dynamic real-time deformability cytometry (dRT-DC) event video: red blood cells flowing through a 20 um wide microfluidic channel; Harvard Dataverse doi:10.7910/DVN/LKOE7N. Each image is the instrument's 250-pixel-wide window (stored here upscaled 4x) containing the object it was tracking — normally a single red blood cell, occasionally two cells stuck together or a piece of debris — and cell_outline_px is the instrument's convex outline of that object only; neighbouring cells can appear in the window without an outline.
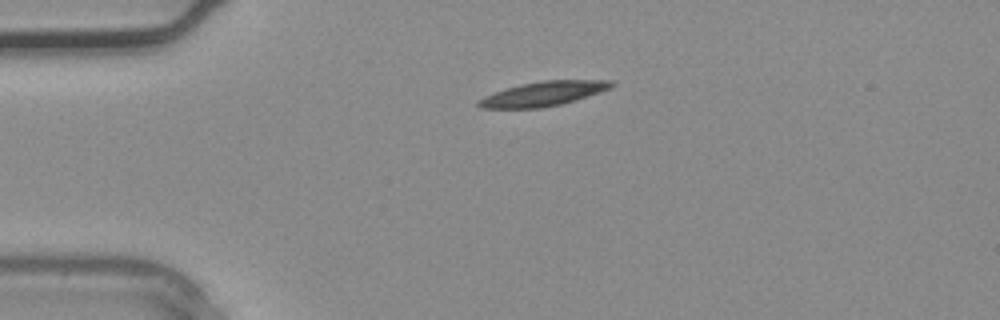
{"species": "common noctule bat (a hibernating species)", "species_latin": "Nyctalus noctula", "temperature_condition": "warm", "stored_images_in_passage": 2, "camera_frame_rate_fps": 3000, "um_per_image_px": 0.085, "animal": {"sex": "male", "body_mass_g": 20.4}, "frame": {"image": 1, "passage_image": 1, "time_ms": 0.0, "image_size_px": [1000, 320], "cell_outline_px": [[616, 84], [612, 88], [576, 100], [560, 104], [540, 108], [480, 108], [476, 104], [476, 100], [484, 96], [520, 84], [544, 80], [612, 80]], "centroid_in_image_um": [46.2, 7.96], "position_along_channel_um": 38.8, "area_um2": 18.96}}